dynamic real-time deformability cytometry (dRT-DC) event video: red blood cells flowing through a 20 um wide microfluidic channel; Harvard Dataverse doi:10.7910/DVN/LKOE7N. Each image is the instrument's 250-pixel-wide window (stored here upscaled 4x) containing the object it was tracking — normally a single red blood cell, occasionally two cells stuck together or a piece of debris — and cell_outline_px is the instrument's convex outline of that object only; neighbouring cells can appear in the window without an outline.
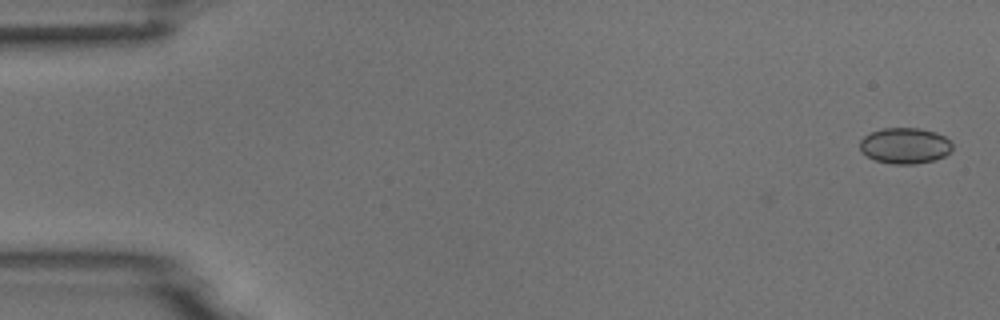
{"species": "common noctule bat (a hibernating species)", "species_latin": "Nyctalus noctula", "temperature_condition": "room temperature", "stored_images_in_passage": 5, "camera_frame_rate_fps": 3000, "um_per_image_px": 0.085, "animal": {"sex": "male", "body_mass_g": 18.8}, "frame": {"image": 1, "passage_image": 1, "time_ms": 0.0, "image_size_px": [1000, 320], "cell_outline_px": [[952, 148], [944, 156], [936, 160], [916, 164], [892, 164], [876, 160], [860, 152], [860, 140], [864, 136], [872, 132], [884, 128], [920, 128], [936, 132], [944, 136], [952, 144]], "centroid_in_image_um": [76.91, 12.39], "position_along_channel_um": 8.1, "area_um2": 19.36}}
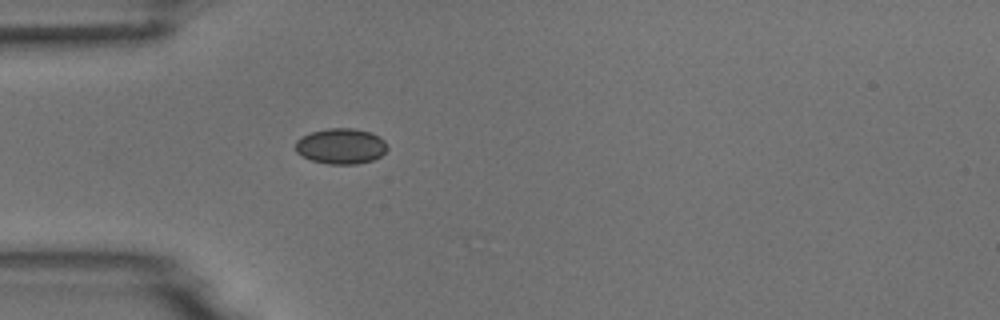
{"frame": {"image": 2, "passage_image": 5, "time_ms": 4.667, "image_size_px": [1000, 320], "cell_outline_px": [[388, 148], [380, 156], [372, 160], [356, 164], [328, 164], [312, 160], [296, 152], [296, 140], [300, 136], [312, 132], [328, 128], [356, 128], [372, 132], [380, 136], [388, 144]], "centroid_in_image_um": [29.01, 12.4], "position_along_channel_um": 56.0, "area_um2": 19.19}}